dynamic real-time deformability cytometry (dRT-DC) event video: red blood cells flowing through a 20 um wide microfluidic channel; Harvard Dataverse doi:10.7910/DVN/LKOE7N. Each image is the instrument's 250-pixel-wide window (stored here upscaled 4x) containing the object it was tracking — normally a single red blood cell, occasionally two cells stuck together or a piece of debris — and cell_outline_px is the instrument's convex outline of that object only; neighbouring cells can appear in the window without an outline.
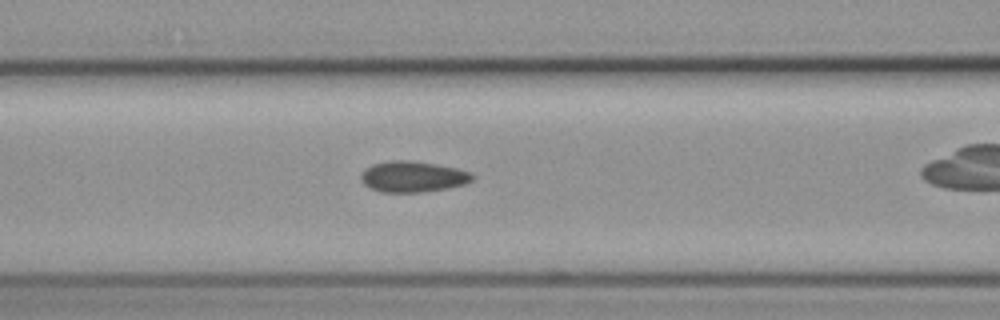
{"species": "common noctule bat (a hibernating species)", "species_latin": "Nyctalus noctula", "temperature_condition": "cold", "stored_images_in_passage": 8, "camera_frame_rate_fps": 3000, "um_per_image_px": 0.085, "animal": {"sex": "female", "body_mass_g": 19.3, "forearm_length_mm": 54.1}, "frame": {"image": 1, "passage_image": 7, "time_ms": 8.0, "image_size_px": [1000, 320], "cell_outline_px": [[476, 176], [472, 180], [464, 184], [448, 188], [420, 192], [380, 192], [368, 188], [360, 180], [360, 172], [372, 164], [388, 160], [408, 160], [436, 164], [456, 168], [472, 172]], "centroid_in_image_um": [35.06, 15.01], "position_along_channel_um": 131.5, "area_um2": 20.35}}